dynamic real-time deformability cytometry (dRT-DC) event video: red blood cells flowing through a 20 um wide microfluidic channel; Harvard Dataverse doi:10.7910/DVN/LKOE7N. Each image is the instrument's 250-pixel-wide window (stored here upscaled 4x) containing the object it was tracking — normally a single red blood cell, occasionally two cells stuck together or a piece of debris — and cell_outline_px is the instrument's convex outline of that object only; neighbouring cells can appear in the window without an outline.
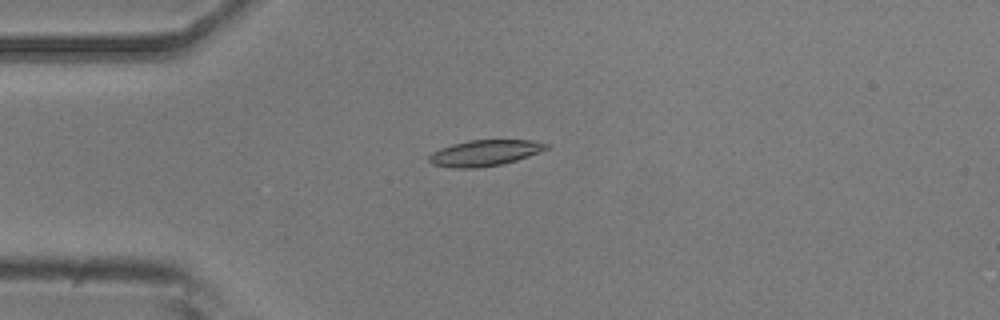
{"species": "common noctule bat (a hibernating species)", "species_latin": "Nyctalus noctula", "temperature_condition": "room temperature", "stored_images_in_passage": 7, "camera_frame_rate_fps": 3000, "um_per_image_px": 0.085, "animal": {"sex": "male", "body_mass_g": 20.5, "forearm_length_mm": 52.5}, "frame": {"image": 1, "passage_image": 4, "time_ms": 3.333, "image_size_px": [1000, 320], "cell_outline_px": [[548, 148], [540, 152], [516, 160], [500, 164], [476, 168], [452, 168], [432, 164], [428, 160], [428, 156], [432, 152], [440, 148], [452, 144], [468, 140], [532, 140], [548, 144]], "centroid_in_image_um": [41.16, 13.0], "position_along_channel_um": 43.8, "area_um2": 17.69}}
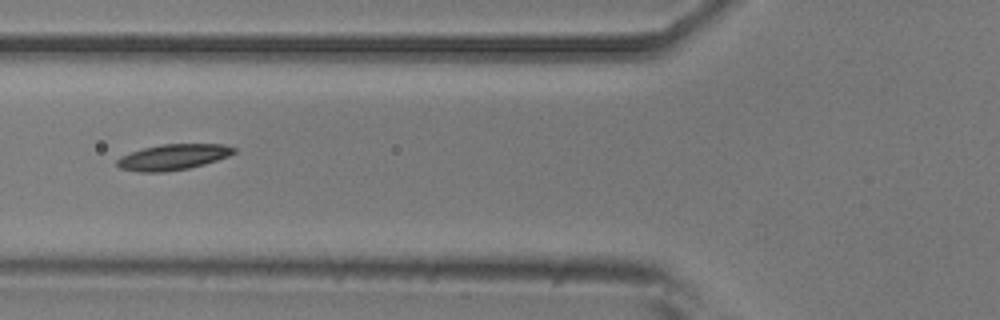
{"frame": {"image": 2, "passage_image": 6, "time_ms": 5.667, "image_size_px": [1000, 320], "cell_outline_px": [[236, 152], [228, 156], [204, 164], [188, 168], [164, 172], [136, 172], [120, 168], [116, 164], [116, 160], [120, 156], [144, 148], [160, 144], [224, 144], [236, 148]], "centroid_in_image_um": [14.69, 13.35], "position_along_channel_um": 111.1, "area_um2": 17.51}}
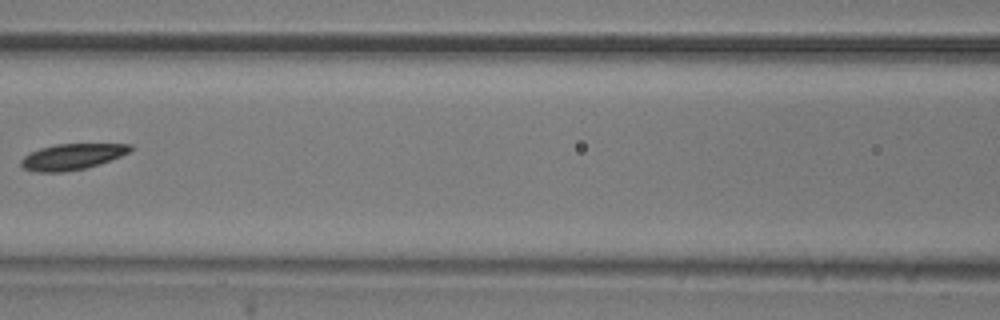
{"frame": {"image": 3, "passage_image": 7, "time_ms": 7.0, "image_size_px": [1000, 320], "cell_outline_px": [[132, 148], [128, 152], [120, 156], [84, 168], [64, 172], [36, 172], [24, 168], [20, 164], [20, 160], [24, 156], [40, 148], [56, 144], [132, 144]], "centroid_in_image_um": [6.08, 13.31], "position_along_channel_um": 160.5, "area_um2": 16.18}}